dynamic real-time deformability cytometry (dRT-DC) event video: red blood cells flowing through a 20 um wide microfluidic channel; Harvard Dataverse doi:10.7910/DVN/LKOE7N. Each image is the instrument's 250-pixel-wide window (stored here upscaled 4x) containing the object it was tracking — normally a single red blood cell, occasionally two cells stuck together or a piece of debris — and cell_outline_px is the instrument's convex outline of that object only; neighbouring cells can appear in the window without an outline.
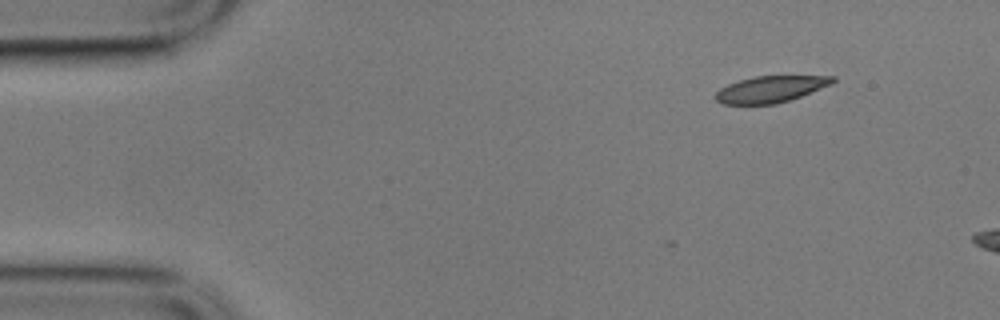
{"species": "common noctule bat (a hibernating species)", "species_latin": "Nyctalus noctula", "temperature_condition": "cold", "stored_images_in_passage": 4, "camera_frame_rate_fps": 3000, "um_per_image_px": 0.085, "animal": {"sex": "male", "body_mass_g": 17.9}, "frame": {"image": 1, "passage_image": 2, "time_ms": 0.333, "image_size_px": [1000, 320], "cell_outline_px": [[836, 80], [832, 84], [800, 96], [776, 104], [724, 104], [716, 100], [716, 92], [720, 88], [728, 84], [740, 80], [756, 76], [836, 76]], "centroid_in_image_um": [65.51, 7.57], "position_along_channel_um": 19.5, "area_um2": 17.86}}